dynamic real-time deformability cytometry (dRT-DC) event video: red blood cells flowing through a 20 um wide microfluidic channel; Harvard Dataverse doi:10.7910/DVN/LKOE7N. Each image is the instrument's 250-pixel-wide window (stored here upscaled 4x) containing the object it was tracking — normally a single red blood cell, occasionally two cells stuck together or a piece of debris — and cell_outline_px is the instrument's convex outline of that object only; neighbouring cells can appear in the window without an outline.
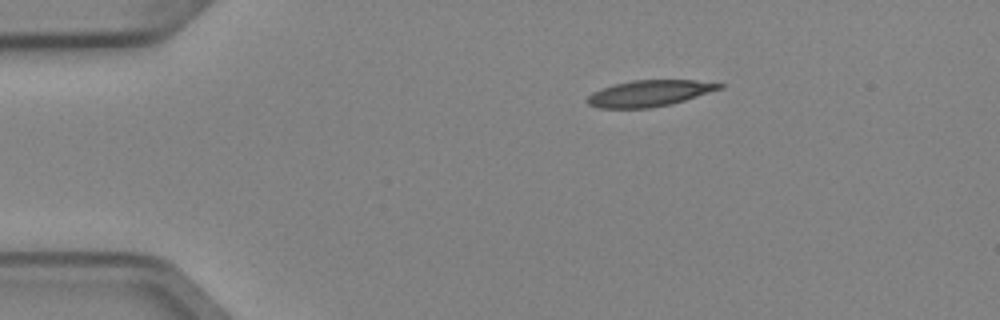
{"species": "Egyptian fruit bat (a non-hibernating species)", "species_latin": "Rousettus aegyptiacus", "temperature_condition": "cold", "stored_images_in_passage": 5, "camera_frame_rate_fps": 3000, "um_per_image_px": 0.085, "animal": {"sex": "female"}, "frame": {"image": 1, "passage_image": 1, "time_ms": 0.0, "image_size_px": [1000, 320], "cell_outline_px": [[724, 88], [672, 104], [648, 108], [600, 108], [588, 104], [588, 96], [592, 92], [600, 88], [632, 80], [696, 80], [724, 84]], "centroid_in_image_um": [55.22, 7.93], "position_along_channel_um": 29.8, "area_um2": 20.17}}
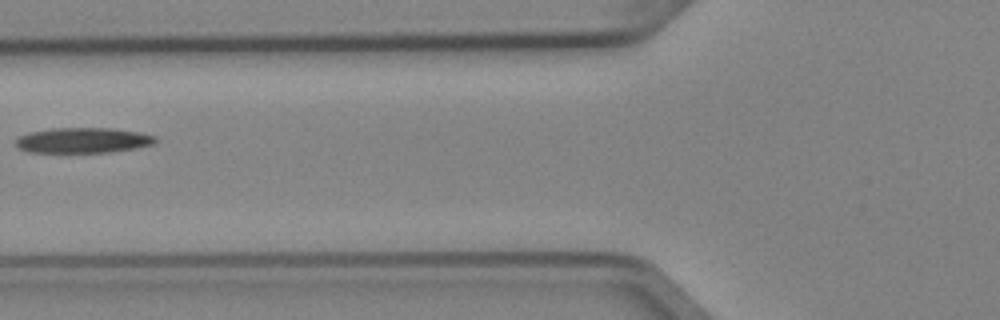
{"frame": {"image": 2, "passage_image": 4, "time_ms": 1.0, "image_size_px": [1000, 320], "cell_outline_px": [[156, 140], [152, 144], [136, 148], [108, 152], [28, 152], [20, 148], [16, 144], [16, 140], [20, 136], [28, 132], [52, 128], [112, 128], [140, 132], [156, 136]], "centroid_in_image_um": [7.06, 11.92], "position_along_channel_um": 118.7, "area_um2": 20.52}}
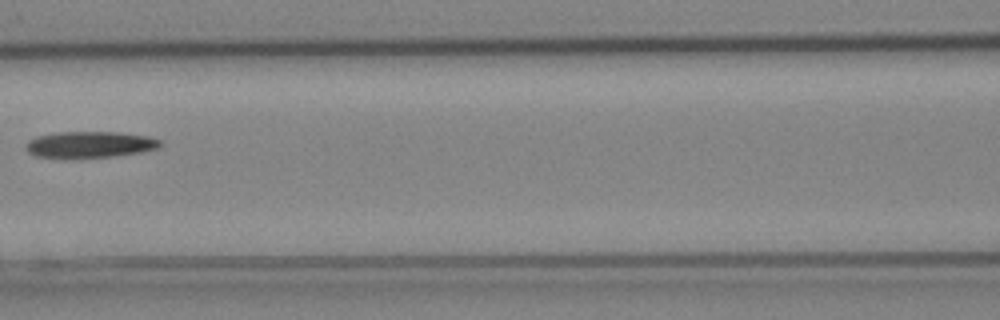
{"frame": {"image": 3, "passage_image": 5, "time_ms": 1.333, "image_size_px": [1000, 320], "cell_outline_px": [[164, 144], [160, 148], [140, 152], [116, 156], [36, 156], [28, 152], [24, 148], [28, 140], [36, 136], [56, 132], [120, 132], [148, 136], [160, 140]], "centroid_in_image_um": [7.69, 12.25], "position_along_channel_um": 158.9, "area_um2": 20.29}}